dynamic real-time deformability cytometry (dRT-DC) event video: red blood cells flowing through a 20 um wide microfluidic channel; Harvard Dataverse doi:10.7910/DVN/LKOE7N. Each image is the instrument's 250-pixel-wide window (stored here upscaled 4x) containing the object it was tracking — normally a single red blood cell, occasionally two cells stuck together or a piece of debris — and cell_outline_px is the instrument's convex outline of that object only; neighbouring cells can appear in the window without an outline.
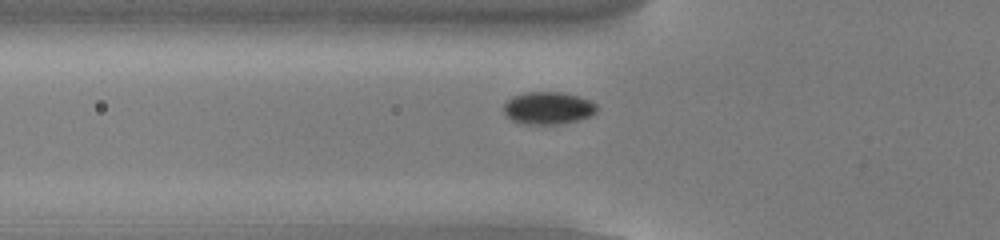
{"species": "common noctule bat (a hibernating species)", "species_latin": "Nyctalus noctula", "temperature_condition": "cold", "stored_images_in_passage": 52, "camera_frame_rate_fps": 3000, "um_per_image_px": 0.085, "animal": {"sex": "male", "body_mass_g": 13.0, "forearm_length_mm": 53.1}, "frame": {"image": 1, "passage_image": 17, "time_ms": 5.333, "image_size_px": [1000, 240], "cell_outline_px": [[596, 112], [592, 116], [576, 120], [556, 124], [516, 124], [504, 112], [504, 104], [512, 96], [524, 92], [560, 92], [576, 96], [588, 100], [596, 104]], "centroid_in_image_um": [46.55, 9.19], "position_along_channel_um": 79.3, "area_um2": 17.51}}
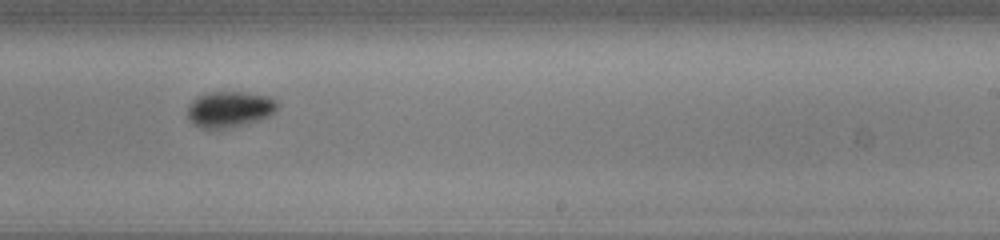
{"frame": {"image": 2, "passage_image": 32, "time_ms": 10.333, "image_size_px": [1000, 240], "cell_outline_px": [[280, 104], [268, 116], [260, 120], [232, 128], [200, 128], [192, 124], [188, 116], [188, 104], [196, 96], [208, 92], [240, 92], [268, 96], [276, 100]], "centroid_in_image_um": [19.49, 9.29], "position_along_channel_um": 269.5, "area_um2": 18.96}}
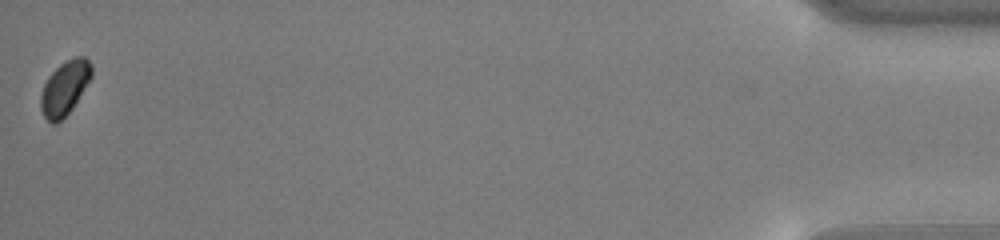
{"frame": {"image": 3, "passage_image": 52, "time_ms": 17.0, "image_size_px": [1000, 240], "cell_outline_px": [[92, 76], [72, 108], [56, 124], [52, 124], [44, 116], [40, 108], [40, 96], [44, 84], [48, 76], [60, 64], [76, 56], [84, 56], [92, 64]], "centroid_in_image_um": [5.5, 7.46], "position_along_channel_um": 429.7, "area_um2": 15.84}, "authors_computed_cell_mechanics": {"area_um2": 17.0221, "velocity_mm_per_s": 3.8084, "shape_relaxation_time_tau1_ms": 2.1766, "shape_relaxation_time_tau2_ms": null, "deformation_change_tau1": 0.0417, "deformation_change_tau2": null}}